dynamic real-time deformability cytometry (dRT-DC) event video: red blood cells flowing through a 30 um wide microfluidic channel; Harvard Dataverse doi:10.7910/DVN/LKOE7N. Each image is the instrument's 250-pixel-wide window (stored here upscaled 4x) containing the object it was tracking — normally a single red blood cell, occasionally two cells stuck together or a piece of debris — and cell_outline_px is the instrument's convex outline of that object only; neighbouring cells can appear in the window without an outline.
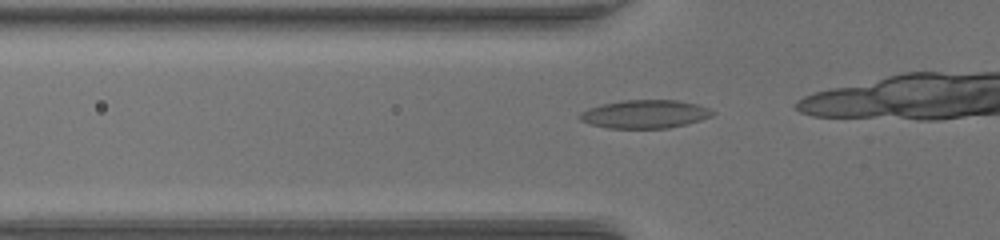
{"species": "common noctule bat (a hibernating species)", "species_latin": "Nyctalus noctula", "temperature_condition": "warm", "stored_images_in_passage": 17, "camera_frame_rate_fps": 3000, "um_per_image_px": 0.085, "animal": {"sex": "female", "body_mass_g": 17.0, "forearm_length_mm": 48.0}, "frame": {"image": 1, "passage_image": 13, "time_ms": 4.0, "image_size_px": [1000, 240], "cell_outline_px": [[716, 112], [712, 116], [700, 120], [668, 128], [608, 128], [588, 124], [580, 120], [576, 116], [580, 112], [588, 108], [604, 104], [624, 100], [676, 100], [696, 104], [708, 108]], "centroid_in_image_um": [54.77, 9.7], "position_along_channel_um": 71.0, "area_um2": 21.85}}